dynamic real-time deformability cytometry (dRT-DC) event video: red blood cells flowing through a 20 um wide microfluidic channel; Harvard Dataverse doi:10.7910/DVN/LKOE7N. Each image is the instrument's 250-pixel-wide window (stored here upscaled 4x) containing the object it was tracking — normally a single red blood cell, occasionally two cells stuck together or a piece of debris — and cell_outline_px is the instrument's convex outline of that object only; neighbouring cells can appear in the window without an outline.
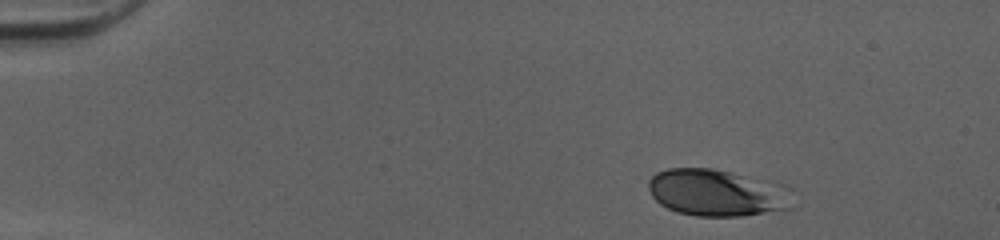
{"species": "human", "species_latin": "Homo sapiens", "temperature_condition": "cold", "stored_images_in_passage": 37, "camera_frame_rate_fps": 3000, "um_per_image_px": 0.085, "donor": {"sex": "female"}, "frame": {"image": 1, "passage_image": 1, "time_ms": 0.0, "image_size_px": [1000, 240], "cell_outline_px": [[796, 208], [740, 216], [696, 216], [676, 212], [660, 204], [652, 196], [648, 188], [648, 180], [656, 172], [668, 168], [712, 168], [728, 172], [740, 176]], "centroid_in_image_um": [60.45, 16.43], "position_along_channel_um": 24.5, "area_um2": 35.78}}
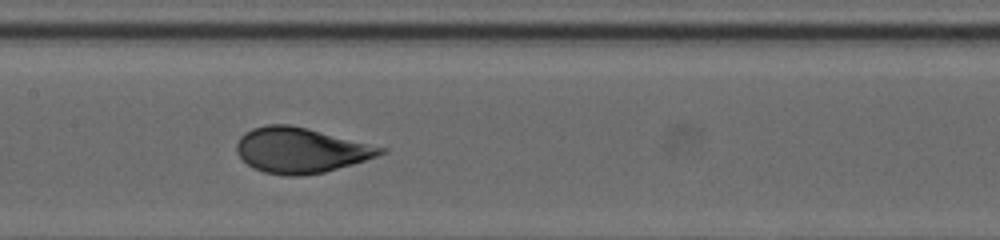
{"frame": {"image": 2, "passage_image": 20, "time_ms": 6.333, "image_size_px": [1000, 240], "cell_outline_px": [[388, 152], [352, 164], [324, 172], [296, 176], [284, 176], [264, 172], [252, 168], [236, 152], [236, 144], [240, 136], [244, 132], [252, 128], [268, 124], [288, 124], [308, 128], [388, 148]], "centroid_in_image_um": [25.55, 12.76], "position_along_channel_um": 181.9, "area_um2": 38.03}}
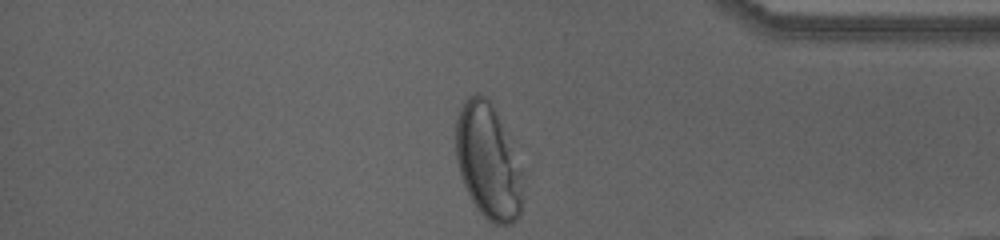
{"frame": {"image": 3, "passage_image": 37, "time_ms": 12.0, "image_size_px": [1000, 240], "cell_outline_px": [[524, 172], [520, 216], [512, 224], [496, 224], [488, 220], [476, 208], [464, 184], [456, 160], [456, 120], [460, 104], [468, 96], [476, 92], [484, 96], [492, 104]], "centroid_in_image_um": [41.49, 13.73], "position_along_channel_um": 393.7, "area_um2": 44.97}, "authors_computed_cell_mechanics": {"area_um2": 37.3966, "velocity_mm_per_s": 4.0386, "shape_relaxation_time_tau1_ms": 2.8601, "shape_relaxation_time_tau2_ms": null, "deformation_change_tau1": 0.1542, "deformation_change_tau2": null}}